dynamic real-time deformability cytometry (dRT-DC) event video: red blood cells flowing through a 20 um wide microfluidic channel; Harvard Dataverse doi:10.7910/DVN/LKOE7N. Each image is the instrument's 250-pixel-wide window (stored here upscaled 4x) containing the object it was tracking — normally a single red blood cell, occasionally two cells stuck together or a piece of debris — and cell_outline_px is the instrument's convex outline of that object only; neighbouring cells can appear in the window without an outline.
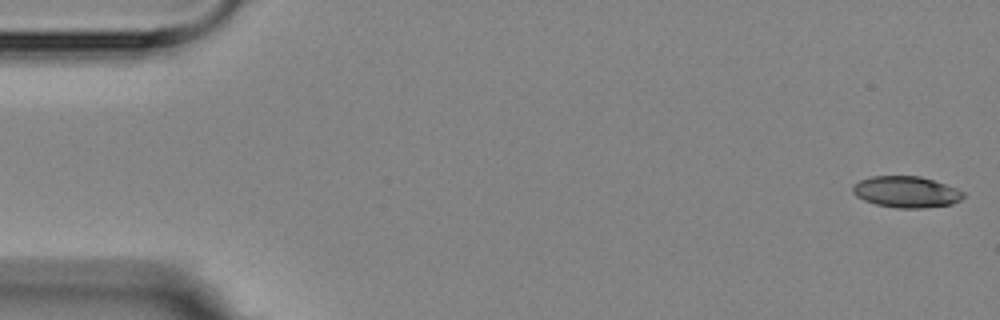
{"species": "Egyptian fruit bat (a non-hibernating species)", "species_latin": "Rousettus aegyptiacus", "temperature_condition": "room temperature", "stored_images_in_passage": 6, "segment_of_instrument_passage": [1, 2], "camera_frame_rate_fps": 3000, "um_per_image_px": 0.085, "animal": {"sex": "female"}, "frame": {"image": 1, "passage_image": 1, "time_ms": 0.0, "image_size_px": [1000, 320], "cell_outline_px": [[964, 196], [960, 200], [952, 204], [924, 208], [896, 208], [876, 204], [864, 200], [856, 196], [852, 192], [852, 188], [860, 180], [872, 176], [920, 176], [956, 188], [964, 192]], "centroid_in_image_um": [77.03, 16.32], "position_along_channel_um": 8.0, "area_um2": 20.06}}
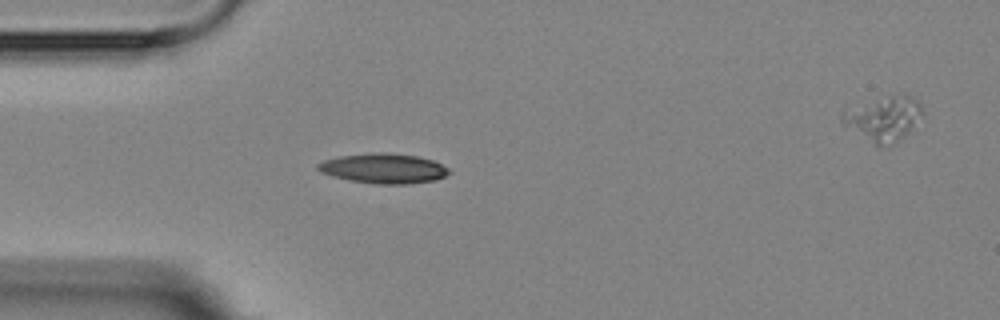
{"frame": {"image": 2, "passage_image": 5, "time_ms": 4.667, "image_size_px": [1000, 320], "cell_outline_px": [[452, 172], [436, 180], [408, 184], [376, 184], [348, 180], [332, 176], [320, 172], [316, 168], [316, 164], [324, 160], [340, 156], [372, 152], [388, 152], [416, 156], [432, 160], [448, 168]], "centroid_in_image_um": [32.58, 14.31], "position_along_channel_um": 52.4, "area_um2": 23.0}}